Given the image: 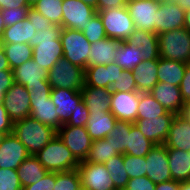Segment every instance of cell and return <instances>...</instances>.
<instances>
[{
	"label": "cell",
	"mask_w": 190,
	"mask_h": 190,
	"mask_svg": "<svg viewBox=\"0 0 190 190\" xmlns=\"http://www.w3.org/2000/svg\"><path fill=\"white\" fill-rule=\"evenodd\" d=\"M81 187V177L77 169L56 172V183L53 190H79Z\"/></svg>",
	"instance_id": "obj_40"
},
{
	"label": "cell",
	"mask_w": 190,
	"mask_h": 190,
	"mask_svg": "<svg viewBox=\"0 0 190 190\" xmlns=\"http://www.w3.org/2000/svg\"><path fill=\"white\" fill-rule=\"evenodd\" d=\"M62 57L63 47L60 38L54 41H41L33 47L32 60L48 71Z\"/></svg>",
	"instance_id": "obj_25"
},
{
	"label": "cell",
	"mask_w": 190,
	"mask_h": 190,
	"mask_svg": "<svg viewBox=\"0 0 190 190\" xmlns=\"http://www.w3.org/2000/svg\"><path fill=\"white\" fill-rule=\"evenodd\" d=\"M89 111L88 108L85 106L84 101H82L78 108L74 110V112L71 115V118L66 124L63 125H69V126H76V127H86L87 121L89 119Z\"/></svg>",
	"instance_id": "obj_48"
},
{
	"label": "cell",
	"mask_w": 190,
	"mask_h": 190,
	"mask_svg": "<svg viewBox=\"0 0 190 190\" xmlns=\"http://www.w3.org/2000/svg\"><path fill=\"white\" fill-rule=\"evenodd\" d=\"M175 3L179 5L184 11L190 9V0H176Z\"/></svg>",
	"instance_id": "obj_60"
},
{
	"label": "cell",
	"mask_w": 190,
	"mask_h": 190,
	"mask_svg": "<svg viewBox=\"0 0 190 190\" xmlns=\"http://www.w3.org/2000/svg\"><path fill=\"white\" fill-rule=\"evenodd\" d=\"M4 44L25 43V19L6 27L2 36Z\"/></svg>",
	"instance_id": "obj_44"
},
{
	"label": "cell",
	"mask_w": 190,
	"mask_h": 190,
	"mask_svg": "<svg viewBox=\"0 0 190 190\" xmlns=\"http://www.w3.org/2000/svg\"><path fill=\"white\" fill-rule=\"evenodd\" d=\"M82 33L90 43L98 42L99 40L107 37L102 20L98 13L91 18V21H88L85 29L82 30Z\"/></svg>",
	"instance_id": "obj_41"
},
{
	"label": "cell",
	"mask_w": 190,
	"mask_h": 190,
	"mask_svg": "<svg viewBox=\"0 0 190 190\" xmlns=\"http://www.w3.org/2000/svg\"><path fill=\"white\" fill-rule=\"evenodd\" d=\"M6 28L5 24H4V20L0 11V37L3 36L4 33V29Z\"/></svg>",
	"instance_id": "obj_62"
},
{
	"label": "cell",
	"mask_w": 190,
	"mask_h": 190,
	"mask_svg": "<svg viewBox=\"0 0 190 190\" xmlns=\"http://www.w3.org/2000/svg\"><path fill=\"white\" fill-rule=\"evenodd\" d=\"M14 83L13 70L0 71V85H5V91L12 87Z\"/></svg>",
	"instance_id": "obj_55"
},
{
	"label": "cell",
	"mask_w": 190,
	"mask_h": 190,
	"mask_svg": "<svg viewBox=\"0 0 190 190\" xmlns=\"http://www.w3.org/2000/svg\"><path fill=\"white\" fill-rule=\"evenodd\" d=\"M47 81L52 88L81 91L85 86V69L62 57L48 71Z\"/></svg>",
	"instance_id": "obj_5"
},
{
	"label": "cell",
	"mask_w": 190,
	"mask_h": 190,
	"mask_svg": "<svg viewBox=\"0 0 190 190\" xmlns=\"http://www.w3.org/2000/svg\"><path fill=\"white\" fill-rule=\"evenodd\" d=\"M180 115H182V117H184L187 121L190 122V102L186 103L183 106V109Z\"/></svg>",
	"instance_id": "obj_59"
},
{
	"label": "cell",
	"mask_w": 190,
	"mask_h": 190,
	"mask_svg": "<svg viewBox=\"0 0 190 190\" xmlns=\"http://www.w3.org/2000/svg\"><path fill=\"white\" fill-rule=\"evenodd\" d=\"M160 57L190 63V32L184 27L158 34Z\"/></svg>",
	"instance_id": "obj_4"
},
{
	"label": "cell",
	"mask_w": 190,
	"mask_h": 190,
	"mask_svg": "<svg viewBox=\"0 0 190 190\" xmlns=\"http://www.w3.org/2000/svg\"><path fill=\"white\" fill-rule=\"evenodd\" d=\"M35 156L48 172L71 171L80 164L58 135Z\"/></svg>",
	"instance_id": "obj_2"
},
{
	"label": "cell",
	"mask_w": 190,
	"mask_h": 190,
	"mask_svg": "<svg viewBox=\"0 0 190 190\" xmlns=\"http://www.w3.org/2000/svg\"><path fill=\"white\" fill-rule=\"evenodd\" d=\"M158 81L171 85H180L186 70V63L168 60L160 57L158 59Z\"/></svg>",
	"instance_id": "obj_31"
},
{
	"label": "cell",
	"mask_w": 190,
	"mask_h": 190,
	"mask_svg": "<svg viewBox=\"0 0 190 190\" xmlns=\"http://www.w3.org/2000/svg\"><path fill=\"white\" fill-rule=\"evenodd\" d=\"M12 133L30 155H35L57 135V130L29 116L15 121Z\"/></svg>",
	"instance_id": "obj_1"
},
{
	"label": "cell",
	"mask_w": 190,
	"mask_h": 190,
	"mask_svg": "<svg viewBox=\"0 0 190 190\" xmlns=\"http://www.w3.org/2000/svg\"><path fill=\"white\" fill-rule=\"evenodd\" d=\"M121 41L109 37L91 43L88 66L107 65L115 62Z\"/></svg>",
	"instance_id": "obj_23"
},
{
	"label": "cell",
	"mask_w": 190,
	"mask_h": 190,
	"mask_svg": "<svg viewBox=\"0 0 190 190\" xmlns=\"http://www.w3.org/2000/svg\"><path fill=\"white\" fill-rule=\"evenodd\" d=\"M25 146L13 134L4 135L0 140V168L17 170L29 157Z\"/></svg>",
	"instance_id": "obj_16"
},
{
	"label": "cell",
	"mask_w": 190,
	"mask_h": 190,
	"mask_svg": "<svg viewBox=\"0 0 190 190\" xmlns=\"http://www.w3.org/2000/svg\"><path fill=\"white\" fill-rule=\"evenodd\" d=\"M4 49V43L2 41V37H0V52H2Z\"/></svg>",
	"instance_id": "obj_68"
},
{
	"label": "cell",
	"mask_w": 190,
	"mask_h": 190,
	"mask_svg": "<svg viewBox=\"0 0 190 190\" xmlns=\"http://www.w3.org/2000/svg\"><path fill=\"white\" fill-rule=\"evenodd\" d=\"M123 68L116 62L107 65L87 66L85 69V86L108 88L115 83Z\"/></svg>",
	"instance_id": "obj_19"
},
{
	"label": "cell",
	"mask_w": 190,
	"mask_h": 190,
	"mask_svg": "<svg viewBox=\"0 0 190 190\" xmlns=\"http://www.w3.org/2000/svg\"><path fill=\"white\" fill-rule=\"evenodd\" d=\"M4 53L11 70L32 59L33 48L28 43L4 44Z\"/></svg>",
	"instance_id": "obj_34"
},
{
	"label": "cell",
	"mask_w": 190,
	"mask_h": 190,
	"mask_svg": "<svg viewBox=\"0 0 190 190\" xmlns=\"http://www.w3.org/2000/svg\"><path fill=\"white\" fill-rule=\"evenodd\" d=\"M160 6L158 0L128 1L126 7L134 22V27L149 32H155L156 12Z\"/></svg>",
	"instance_id": "obj_13"
},
{
	"label": "cell",
	"mask_w": 190,
	"mask_h": 190,
	"mask_svg": "<svg viewBox=\"0 0 190 190\" xmlns=\"http://www.w3.org/2000/svg\"><path fill=\"white\" fill-rule=\"evenodd\" d=\"M60 39L63 47V57L68 59L72 64L86 69L91 43L83 35L82 31L63 28Z\"/></svg>",
	"instance_id": "obj_8"
},
{
	"label": "cell",
	"mask_w": 190,
	"mask_h": 190,
	"mask_svg": "<svg viewBox=\"0 0 190 190\" xmlns=\"http://www.w3.org/2000/svg\"><path fill=\"white\" fill-rule=\"evenodd\" d=\"M83 2H85L86 4H89L91 5L92 7H95L97 6V0H82Z\"/></svg>",
	"instance_id": "obj_65"
},
{
	"label": "cell",
	"mask_w": 190,
	"mask_h": 190,
	"mask_svg": "<svg viewBox=\"0 0 190 190\" xmlns=\"http://www.w3.org/2000/svg\"><path fill=\"white\" fill-rule=\"evenodd\" d=\"M13 121L8 116L3 103L0 104V134L2 136L12 133Z\"/></svg>",
	"instance_id": "obj_52"
},
{
	"label": "cell",
	"mask_w": 190,
	"mask_h": 190,
	"mask_svg": "<svg viewBox=\"0 0 190 190\" xmlns=\"http://www.w3.org/2000/svg\"><path fill=\"white\" fill-rule=\"evenodd\" d=\"M30 7H18L14 9H2L1 14L6 27L12 26L27 18Z\"/></svg>",
	"instance_id": "obj_46"
},
{
	"label": "cell",
	"mask_w": 190,
	"mask_h": 190,
	"mask_svg": "<svg viewBox=\"0 0 190 190\" xmlns=\"http://www.w3.org/2000/svg\"><path fill=\"white\" fill-rule=\"evenodd\" d=\"M124 166L129 178L146 176V158L123 154Z\"/></svg>",
	"instance_id": "obj_42"
},
{
	"label": "cell",
	"mask_w": 190,
	"mask_h": 190,
	"mask_svg": "<svg viewBox=\"0 0 190 190\" xmlns=\"http://www.w3.org/2000/svg\"><path fill=\"white\" fill-rule=\"evenodd\" d=\"M166 109L154 99L149 92H142L140 94V101L138 105L137 119L157 118L167 113Z\"/></svg>",
	"instance_id": "obj_36"
},
{
	"label": "cell",
	"mask_w": 190,
	"mask_h": 190,
	"mask_svg": "<svg viewBox=\"0 0 190 190\" xmlns=\"http://www.w3.org/2000/svg\"><path fill=\"white\" fill-rule=\"evenodd\" d=\"M127 43L133 44L140 48L144 42H159L158 35L155 32H149L135 28L130 37L126 40Z\"/></svg>",
	"instance_id": "obj_47"
},
{
	"label": "cell",
	"mask_w": 190,
	"mask_h": 190,
	"mask_svg": "<svg viewBox=\"0 0 190 190\" xmlns=\"http://www.w3.org/2000/svg\"><path fill=\"white\" fill-rule=\"evenodd\" d=\"M117 119L109 112H93L90 113L86 124V130L92 140L104 139L109 136Z\"/></svg>",
	"instance_id": "obj_28"
},
{
	"label": "cell",
	"mask_w": 190,
	"mask_h": 190,
	"mask_svg": "<svg viewBox=\"0 0 190 190\" xmlns=\"http://www.w3.org/2000/svg\"><path fill=\"white\" fill-rule=\"evenodd\" d=\"M3 106L13 122L30 116L31 104L29 91L19 83H13L4 96Z\"/></svg>",
	"instance_id": "obj_12"
},
{
	"label": "cell",
	"mask_w": 190,
	"mask_h": 190,
	"mask_svg": "<svg viewBox=\"0 0 190 190\" xmlns=\"http://www.w3.org/2000/svg\"><path fill=\"white\" fill-rule=\"evenodd\" d=\"M140 50L143 60H158L160 58L159 42H144Z\"/></svg>",
	"instance_id": "obj_51"
},
{
	"label": "cell",
	"mask_w": 190,
	"mask_h": 190,
	"mask_svg": "<svg viewBox=\"0 0 190 190\" xmlns=\"http://www.w3.org/2000/svg\"><path fill=\"white\" fill-rule=\"evenodd\" d=\"M97 13L109 38L124 42L135 29L134 22L126 6L97 11Z\"/></svg>",
	"instance_id": "obj_7"
},
{
	"label": "cell",
	"mask_w": 190,
	"mask_h": 190,
	"mask_svg": "<svg viewBox=\"0 0 190 190\" xmlns=\"http://www.w3.org/2000/svg\"><path fill=\"white\" fill-rule=\"evenodd\" d=\"M18 7H30L25 0H0V10L14 9Z\"/></svg>",
	"instance_id": "obj_56"
},
{
	"label": "cell",
	"mask_w": 190,
	"mask_h": 190,
	"mask_svg": "<svg viewBox=\"0 0 190 190\" xmlns=\"http://www.w3.org/2000/svg\"><path fill=\"white\" fill-rule=\"evenodd\" d=\"M2 70H11L8 60L5 56L4 50L0 52V71Z\"/></svg>",
	"instance_id": "obj_58"
},
{
	"label": "cell",
	"mask_w": 190,
	"mask_h": 190,
	"mask_svg": "<svg viewBox=\"0 0 190 190\" xmlns=\"http://www.w3.org/2000/svg\"><path fill=\"white\" fill-rule=\"evenodd\" d=\"M77 170L85 190H115L110 173L104 164L81 161Z\"/></svg>",
	"instance_id": "obj_10"
},
{
	"label": "cell",
	"mask_w": 190,
	"mask_h": 190,
	"mask_svg": "<svg viewBox=\"0 0 190 190\" xmlns=\"http://www.w3.org/2000/svg\"><path fill=\"white\" fill-rule=\"evenodd\" d=\"M168 163L172 180L184 182L190 180V154L181 149L167 148Z\"/></svg>",
	"instance_id": "obj_29"
},
{
	"label": "cell",
	"mask_w": 190,
	"mask_h": 190,
	"mask_svg": "<svg viewBox=\"0 0 190 190\" xmlns=\"http://www.w3.org/2000/svg\"><path fill=\"white\" fill-rule=\"evenodd\" d=\"M155 190H180V182L170 180L156 184Z\"/></svg>",
	"instance_id": "obj_57"
},
{
	"label": "cell",
	"mask_w": 190,
	"mask_h": 190,
	"mask_svg": "<svg viewBox=\"0 0 190 190\" xmlns=\"http://www.w3.org/2000/svg\"><path fill=\"white\" fill-rule=\"evenodd\" d=\"M149 93L166 109V111L175 115L181 114L185 104L178 86L158 82Z\"/></svg>",
	"instance_id": "obj_21"
},
{
	"label": "cell",
	"mask_w": 190,
	"mask_h": 190,
	"mask_svg": "<svg viewBox=\"0 0 190 190\" xmlns=\"http://www.w3.org/2000/svg\"><path fill=\"white\" fill-rule=\"evenodd\" d=\"M184 28L190 32V9L185 11V22H184Z\"/></svg>",
	"instance_id": "obj_61"
},
{
	"label": "cell",
	"mask_w": 190,
	"mask_h": 190,
	"mask_svg": "<svg viewBox=\"0 0 190 190\" xmlns=\"http://www.w3.org/2000/svg\"><path fill=\"white\" fill-rule=\"evenodd\" d=\"M0 190H22L17 170L0 168Z\"/></svg>",
	"instance_id": "obj_45"
},
{
	"label": "cell",
	"mask_w": 190,
	"mask_h": 190,
	"mask_svg": "<svg viewBox=\"0 0 190 190\" xmlns=\"http://www.w3.org/2000/svg\"><path fill=\"white\" fill-rule=\"evenodd\" d=\"M25 88L29 91L30 96V117L58 130L59 117L56 113V106L50 98L52 87L50 85H36Z\"/></svg>",
	"instance_id": "obj_3"
},
{
	"label": "cell",
	"mask_w": 190,
	"mask_h": 190,
	"mask_svg": "<svg viewBox=\"0 0 190 190\" xmlns=\"http://www.w3.org/2000/svg\"><path fill=\"white\" fill-rule=\"evenodd\" d=\"M179 88L184 104L190 102V63L186 64L185 74Z\"/></svg>",
	"instance_id": "obj_53"
},
{
	"label": "cell",
	"mask_w": 190,
	"mask_h": 190,
	"mask_svg": "<svg viewBox=\"0 0 190 190\" xmlns=\"http://www.w3.org/2000/svg\"><path fill=\"white\" fill-rule=\"evenodd\" d=\"M180 190H190V180L180 183Z\"/></svg>",
	"instance_id": "obj_63"
},
{
	"label": "cell",
	"mask_w": 190,
	"mask_h": 190,
	"mask_svg": "<svg viewBox=\"0 0 190 190\" xmlns=\"http://www.w3.org/2000/svg\"><path fill=\"white\" fill-rule=\"evenodd\" d=\"M5 85H0V104L3 103V99H4V96H5Z\"/></svg>",
	"instance_id": "obj_64"
},
{
	"label": "cell",
	"mask_w": 190,
	"mask_h": 190,
	"mask_svg": "<svg viewBox=\"0 0 190 190\" xmlns=\"http://www.w3.org/2000/svg\"><path fill=\"white\" fill-rule=\"evenodd\" d=\"M142 92H111V113L120 121L134 123Z\"/></svg>",
	"instance_id": "obj_15"
},
{
	"label": "cell",
	"mask_w": 190,
	"mask_h": 190,
	"mask_svg": "<svg viewBox=\"0 0 190 190\" xmlns=\"http://www.w3.org/2000/svg\"><path fill=\"white\" fill-rule=\"evenodd\" d=\"M140 48L126 41L121 42L117 55L114 57L116 64L126 70H133L143 59Z\"/></svg>",
	"instance_id": "obj_33"
},
{
	"label": "cell",
	"mask_w": 190,
	"mask_h": 190,
	"mask_svg": "<svg viewBox=\"0 0 190 190\" xmlns=\"http://www.w3.org/2000/svg\"><path fill=\"white\" fill-rule=\"evenodd\" d=\"M146 158V176L155 184L172 180L168 163L167 147L155 145Z\"/></svg>",
	"instance_id": "obj_14"
},
{
	"label": "cell",
	"mask_w": 190,
	"mask_h": 190,
	"mask_svg": "<svg viewBox=\"0 0 190 190\" xmlns=\"http://www.w3.org/2000/svg\"><path fill=\"white\" fill-rule=\"evenodd\" d=\"M13 76L14 82L24 87L50 85L47 81L48 70L43 69L32 59L13 69Z\"/></svg>",
	"instance_id": "obj_22"
},
{
	"label": "cell",
	"mask_w": 190,
	"mask_h": 190,
	"mask_svg": "<svg viewBox=\"0 0 190 190\" xmlns=\"http://www.w3.org/2000/svg\"><path fill=\"white\" fill-rule=\"evenodd\" d=\"M63 0H38L32 7L53 25L62 26Z\"/></svg>",
	"instance_id": "obj_38"
},
{
	"label": "cell",
	"mask_w": 190,
	"mask_h": 190,
	"mask_svg": "<svg viewBox=\"0 0 190 190\" xmlns=\"http://www.w3.org/2000/svg\"><path fill=\"white\" fill-rule=\"evenodd\" d=\"M174 116L175 114L167 112L163 116L150 120L137 119L134 124L147 139L151 140L156 145H163L168 137Z\"/></svg>",
	"instance_id": "obj_18"
},
{
	"label": "cell",
	"mask_w": 190,
	"mask_h": 190,
	"mask_svg": "<svg viewBox=\"0 0 190 190\" xmlns=\"http://www.w3.org/2000/svg\"><path fill=\"white\" fill-rule=\"evenodd\" d=\"M156 184L147 176L129 178L124 190H155Z\"/></svg>",
	"instance_id": "obj_49"
},
{
	"label": "cell",
	"mask_w": 190,
	"mask_h": 190,
	"mask_svg": "<svg viewBox=\"0 0 190 190\" xmlns=\"http://www.w3.org/2000/svg\"><path fill=\"white\" fill-rule=\"evenodd\" d=\"M151 140L147 139L137 128L134 123H131L130 134L127 139V149L125 154L135 157H145L150 150L155 146Z\"/></svg>",
	"instance_id": "obj_32"
},
{
	"label": "cell",
	"mask_w": 190,
	"mask_h": 190,
	"mask_svg": "<svg viewBox=\"0 0 190 190\" xmlns=\"http://www.w3.org/2000/svg\"><path fill=\"white\" fill-rule=\"evenodd\" d=\"M158 60H143L132 71L138 92H149L158 81Z\"/></svg>",
	"instance_id": "obj_27"
},
{
	"label": "cell",
	"mask_w": 190,
	"mask_h": 190,
	"mask_svg": "<svg viewBox=\"0 0 190 190\" xmlns=\"http://www.w3.org/2000/svg\"><path fill=\"white\" fill-rule=\"evenodd\" d=\"M56 183V172H48L45 177L35 184L26 186L22 190H53Z\"/></svg>",
	"instance_id": "obj_50"
},
{
	"label": "cell",
	"mask_w": 190,
	"mask_h": 190,
	"mask_svg": "<svg viewBox=\"0 0 190 190\" xmlns=\"http://www.w3.org/2000/svg\"><path fill=\"white\" fill-rule=\"evenodd\" d=\"M160 3L173 4L176 0H158Z\"/></svg>",
	"instance_id": "obj_67"
},
{
	"label": "cell",
	"mask_w": 190,
	"mask_h": 190,
	"mask_svg": "<svg viewBox=\"0 0 190 190\" xmlns=\"http://www.w3.org/2000/svg\"><path fill=\"white\" fill-rule=\"evenodd\" d=\"M62 26L53 25L34 8L30 7L25 18V43L35 47L41 41H54L60 38Z\"/></svg>",
	"instance_id": "obj_6"
},
{
	"label": "cell",
	"mask_w": 190,
	"mask_h": 190,
	"mask_svg": "<svg viewBox=\"0 0 190 190\" xmlns=\"http://www.w3.org/2000/svg\"><path fill=\"white\" fill-rule=\"evenodd\" d=\"M26 3L30 6V7H33L35 5V3L38 1V0H25Z\"/></svg>",
	"instance_id": "obj_66"
},
{
	"label": "cell",
	"mask_w": 190,
	"mask_h": 190,
	"mask_svg": "<svg viewBox=\"0 0 190 190\" xmlns=\"http://www.w3.org/2000/svg\"><path fill=\"white\" fill-rule=\"evenodd\" d=\"M81 94L89 113L110 111V89L84 86V88L81 90Z\"/></svg>",
	"instance_id": "obj_26"
},
{
	"label": "cell",
	"mask_w": 190,
	"mask_h": 190,
	"mask_svg": "<svg viewBox=\"0 0 190 190\" xmlns=\"http://www.w3.org/2000/svg\"><path fill=\"white\" fill-rule=\"evenodd\" d=\"M62 27L84 30L88 21L97 13L96 8L82 0H63Z\"/></svg>",
	"instance_id": "obj_11"
},
{
	"label": "cell",
	"mask_w": 190,
	"mask_h": 190,
	"mask_svg": "<svg viewBox=\"0 0 190 190\" xmlns=\"http://www.w3.org/2000/svg\"><path fill=\"white\" fill-rule=\"evenodd\" d=\"M104 165L107 168V172L111 174L110 177L115 190H124L129 177L124 166L123 154L111 157Z\"/></svg>",
	"instance_id": "obj_37"
},
{
	"label": "cell",
	"mask_w": 190,
	"mask_h": 190,
	"mask_svg": "<svg viewBox=\"0 0 190 190\" xmlns=\"http://www.w3.org/2000/svg\"><path fill=\"white\" fill-rule=\"evenodd\" d=\"M50 98L56 106L59 128L69 121L74 110L83 101L81 91L72 89L52 88Z\"/></svg>",
	"instance_id": "obj_17"
},
{
	"label": "cell",
	"mask_w": 190,
	"mask_h": 190,
	"mask_svg": "<svg viewBox=\"0 0 190 190\" xmlns=\"http://www.w3.org/2000/svg\"><path fill=\"white\" fill-rule=\"evenodd\" d=\"M127 0H97L96 11L125 7Z\"/></svg>",
	"instance_id": "obj_54"
},
{
	"label": "cell",
	"mask_w": 190,
	"mask_h": 190,
	"mask_svg": "<svg viewBox=\"0 0 190 190\" xmlns=\"http://www.w3.org/2000/svg\"><path fill=\"white\" fill-rule=\"evenodd\" d=\"M156 14L155 33L172 31L184 27L185 11L176 3H160Z\"/></svg>",
	"instance_id": "obj_20"
},
{
	"label": "cell",
	"mask_w": 190,
	"mask_h": 190,
	"mask_svg": "<svg viewBox=\"0 0 190 190\" xmlns=\"http://www.w3.org/2000/svg\"><path fill=\"white\" fill-rule=\"evenodd\" d=\"M131 122L117 120L113 126L109 136L106 137L107 141H111L114 150L119 154H125L127 149V139L130 134Z\"/></svg>",
	"instance_id": "obj_39"
},
{
	"label": "cell",
	"mask_w": 190,
	"mask_h": 190,
	"mask_svg": "<svg viewBox=\"0 0 190 190\" xmlns=\"http://www.w3.org/2000/svg\"><path fill=\"white\" fill-rule=\"evenodd\" d=\"M119 155L114 150V146L111 141L104 139H95L92 141L89 154L85 161L89 163L105 164L111 157Z\"/></svg>",
	"instance_id": "obj_35"
},
{
	"label": "cell",
	"mask_w": 190,
	"mask_h": 190,
	"mask_svg": "<svg viewBox=\"0 0 190 190\" xmlns=\"http://www.w3.org/2000/svg\"><path fill=\"white\" fill-rule=\"evenodd\" d=\"M111 92H134L137 91V85L134 79L133 71L123 69L115 83L110 88Z\"/></svg>",
	"instance_id": "obj_43"
},
{
	"label": "cell",
	"mask_w": 190,
	"mask_h": 190,
	"mask_svg": "<svg viewBox=\"0 0 190 190\" xmlns=\"http://www.w3.org/2000/svg\"><path fill=\"white\" fill-rule=\"evenodd\" d=\"M57 135L79 162L86 160L93 141L86 127L62 125Z\"/></svg>",
	"instance_id": "obj_9"
},
{
	"label": "cell",
	"mask_w": 190,
	"mask_h": 190,
	"mask_svg": "<svg viewBox=\"0 0 190 190\" xmlns=\"http://www.w3.org/2000/svg\"><path fill=\"white\" fill-rule=\"evenodd\" d=\"M164 145L167 148L190 151V122L182 115L174 116Z\"/></svg>",
	"instance_id": "obj_24"
},
{
	"label": "cell",
	"mask_w": 190,
	"mask_h": 190,
	"mask_svg": "<svg viewBox=\"0 0 190 190\" xmlns=\"http://www.w3.org/2000/svg\"><path fill=\"white\" fill-rule=\"evenodd\" d=\"M48 171L35 155L27 157L17 169L22 188L35 184L46 176Z\"/></svg>",
	"instance_id": "obj_30"
}]
</instances>
